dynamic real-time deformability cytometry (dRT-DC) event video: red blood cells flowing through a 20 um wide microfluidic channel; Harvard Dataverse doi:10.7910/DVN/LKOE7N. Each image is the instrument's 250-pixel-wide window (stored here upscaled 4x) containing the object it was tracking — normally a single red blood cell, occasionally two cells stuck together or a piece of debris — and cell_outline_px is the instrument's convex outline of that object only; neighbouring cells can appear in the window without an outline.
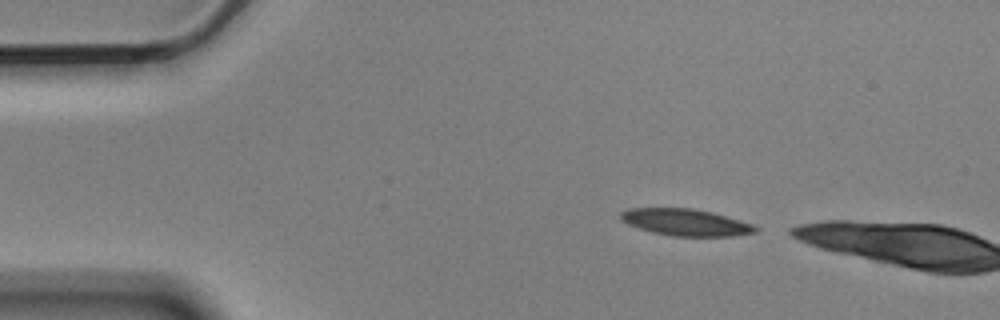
{"species": "Egyptian fruit bat (a non-hibernating species)", "species_latin": "Rousettus aegyptiacus", "temperature_condition": "cold", "stored_images_in_passage": 2, "camera_frame_rate_fps": 3000, "um_per_image_px": 0.085, "animal": {"sex": "male"}, "frame": {"image": 1, "passage_image": 1, "time_ms": 0.0, "image_size_px": [1000, 320], "cell_outline_px": [[760, 228], [756, 232], [732, 236], [672, 236], [652, 232], [628, 224], [620, 220], [620, 212], [628, 208], [692, 208], [712, 212], [752, 224]], "centroid_in_image_um": [58.26, 18.89], "position_along_channel_um": 26.7, "area_um2": 20.98}}